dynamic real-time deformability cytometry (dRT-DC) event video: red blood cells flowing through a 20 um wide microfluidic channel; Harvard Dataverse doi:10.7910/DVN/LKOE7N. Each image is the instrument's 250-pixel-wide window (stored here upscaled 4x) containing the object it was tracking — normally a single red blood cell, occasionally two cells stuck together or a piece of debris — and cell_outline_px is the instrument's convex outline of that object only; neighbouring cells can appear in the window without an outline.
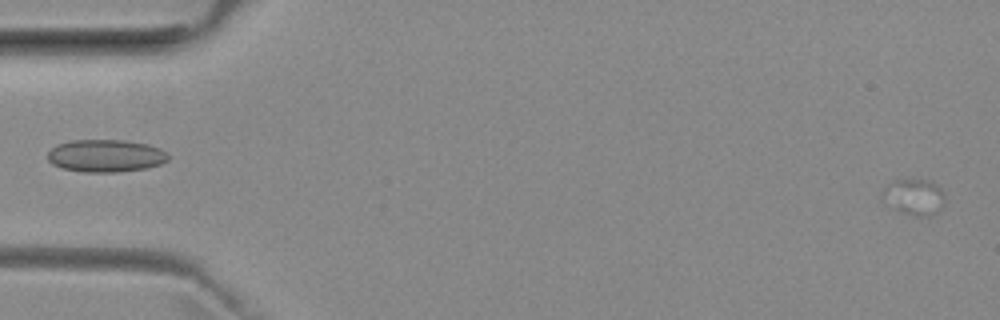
{"species": "common noctule bat (a hibernating species)", "species_latin": "Nyctalus noctula", "temperature_condition": "room temperature", "stored_images_in_passage": 11, "camera_frame_rate_fps": 3000, "um_per_image_px": 0.085, "animal": {"sex": "female", "body_mass_g": 29.2, "forearm_length_mm": 56.3}, "frame": {"image": 1, "passage_image": 1, "time_ms": 0.0, "image_size_px": [1000, 320], "cell_outline_px": [[944, 204], [932, 216], [916, 216], [900, 212], [884, 204], [880, 200], [880, 196], [884, 188], [892, 180], [932, 180], [944, 192]], "centroid_in_image_um": [77.65, 16.75], "position_along_channel_um": 7.3, "area_um2": 13.47}}